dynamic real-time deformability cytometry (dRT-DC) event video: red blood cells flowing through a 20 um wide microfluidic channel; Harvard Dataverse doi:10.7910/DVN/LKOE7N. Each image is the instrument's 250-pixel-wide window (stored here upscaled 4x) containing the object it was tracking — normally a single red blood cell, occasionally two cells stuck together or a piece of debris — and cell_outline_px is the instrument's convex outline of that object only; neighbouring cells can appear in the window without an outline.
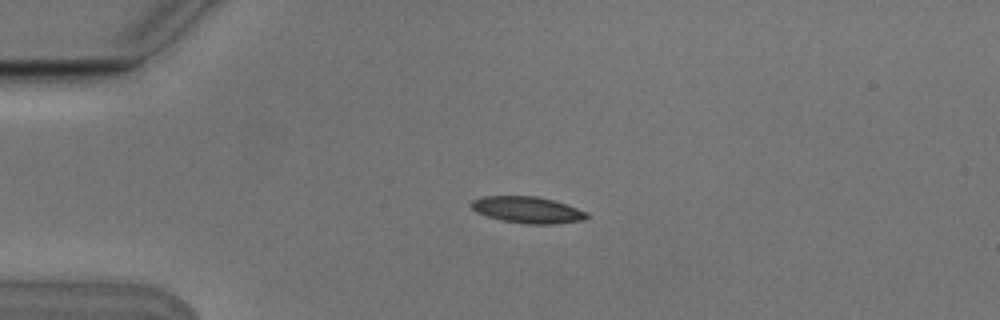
{"species": "Egyptian fruit bat (a non-hibernating species)", "species_latin": "Rousettus aegyptiacus", "temperature_condition": "cold", "stored_images_in_passage": 5, "camera_frame_rate_fps": 3000, "um_per_image_px": 0.085, "animal": {"sex": "male"}, "frame": {"image": 1, "passage_image": 4, "time_ms": 1.0, "image_size_px": [1000, 320], "cell_outline_px": [[588, 216], [584, 220], [556, 224], [528, 224], [504, 220], [488, 216], [476, 212], [468, 204], [472, 200], [480, 196], [536, 196], [552, 200], [588, 212]], "centroid_in_image_um": [44.81, 17.83], "position_along_channel_um": 40.2, "area_um2": 17.74}}